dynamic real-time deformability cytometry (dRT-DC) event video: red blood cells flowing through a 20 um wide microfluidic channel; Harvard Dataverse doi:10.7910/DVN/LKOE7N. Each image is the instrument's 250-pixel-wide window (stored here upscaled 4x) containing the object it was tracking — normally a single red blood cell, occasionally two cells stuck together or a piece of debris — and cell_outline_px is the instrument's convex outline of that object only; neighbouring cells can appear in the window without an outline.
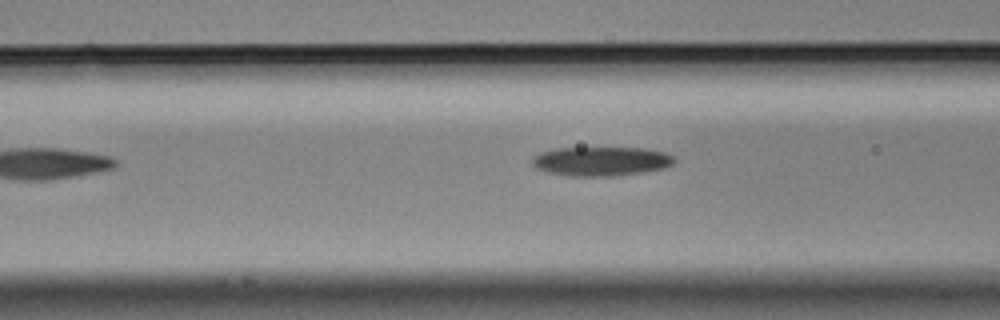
{"species": "Egyptian fruit bat (a non-hibernating species)", "species_latin": "Rousettus aegyptiacus", "temperature_condition": "cold", "stored_images_in_passage": 6, "segment_of_instrument_passage": [2, 2], "camera_frame_rate_fps": 3000, "um_per_image_px": 0.085, "animal": {"sex": "male"}, "frame": {"image": 1, "passage_image": 6, "time_ms": 1.667, "image_size_px": [1000, 320], "cell_outline_px": [[676, 160], [672, 164], [664, 168], [644, 172], [612, 176], [568, 176], [548, 172], [536, 168], [532, 164], [532, 160], [540, 152], [556, 148], [644, 148], [664, 152], [676, 156]], "centroid_in_image_um": [51.13, 13.71], "position_along_channel_um": 115.5, "area_um2": 24.22}}